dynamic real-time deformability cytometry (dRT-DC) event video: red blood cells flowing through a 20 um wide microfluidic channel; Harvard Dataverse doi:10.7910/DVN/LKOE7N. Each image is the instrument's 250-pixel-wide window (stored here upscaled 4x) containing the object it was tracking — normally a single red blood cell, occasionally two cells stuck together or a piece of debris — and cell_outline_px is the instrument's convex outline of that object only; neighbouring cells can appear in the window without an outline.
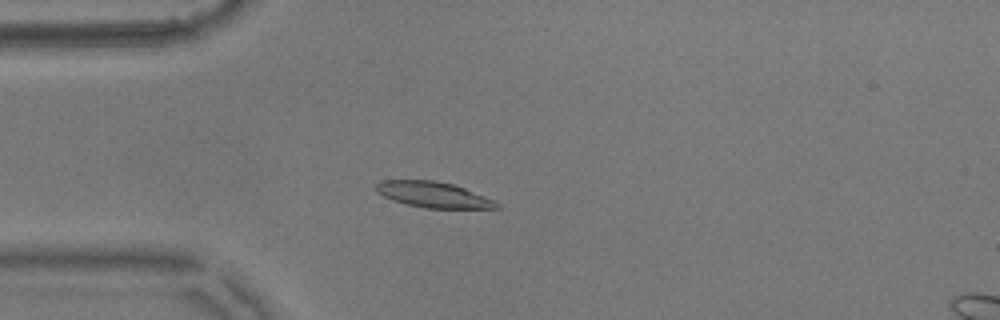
{"species": "common noctule bat (a hibernating species)", "species_latin": "Nyctalus noctula", "temperature_condition": "warm", "stored_images_in_passage": 36, "camera_frame_rate_fps": 3000, "um_per_image_px": 0.085, "animal": {"sex": "male", "body_mass_g": 17.9}, "frame": {"image": 1, "passage_image": 3, "time_ms": 0.667, "image_size_px": [1000, 320], "cell_outline_px": [[500, 208], [424, 208], [392, 200], [376, 192], [372, 188], [380, 180], [432, 180], [452, 184], [464, 188], [492, 200], [500, 204]], "centroid_in_image_um": [36.75, 16.54], "position_along_channel_um": 48.2, "area_um2": 17.92}}
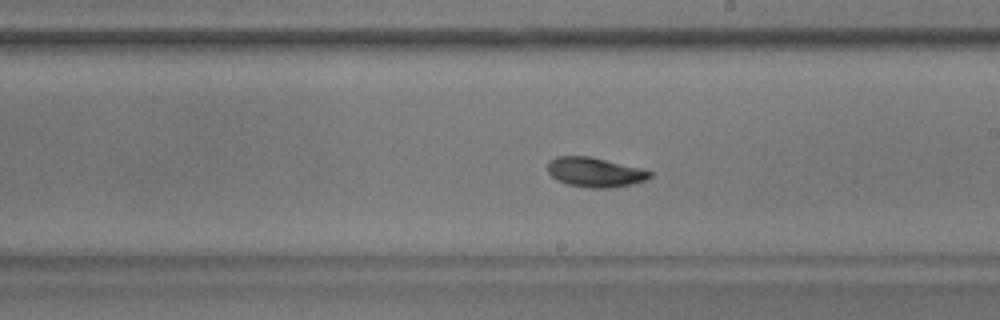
{"frame": {"image": 2, "passage_image": 20, "time_ms": 6.333, "image_size_px": [1000, 320], "cell_outline_px": [[652, 176], [644, 180], [628, 184], [608, 188], [588, 188], [568, 184], [552, 176], [548, 172], [548, 160], [556, 156], [588, 156], [644, 168], [652, 172]], "centroid_in_image_um": [50.57, 14.62], "position_along_channel_um": 238.4, "area_um2": 17.51}}
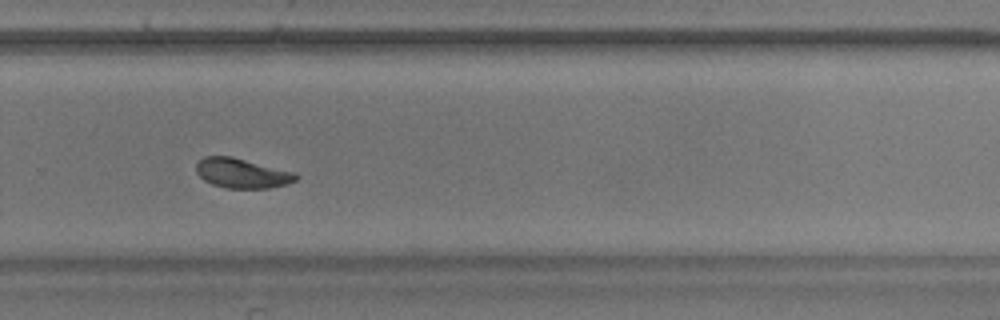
{"frame": {"image": 3, "passage_image": 26, "time_ms": 8.333, "image_size_px": [1000, 320], "cell_outline_px": [[300, 176], [296, 180], [288, 184], [268, 188], [228, 188], [212, 184], [204, 180], [196, 172], [196, 164], [204, 156], [232, 156], [296, 172]], "centroid_in_image_um": [20.6, 14.72], "position_along_channel_um": 309.2, "area_um2": 17.4}, "authors_computed_cell_mechanics": {"area_um2": 17.8891, "velocity_mm_per_s": 3.5543, "shape_relaxation_time_tau1_ms": 3.1067, "shape_relaxation_time_tau2_ms": 8.8198, "deformation_change_tau1": 0.1337, "deformation_change_tau2": 0.0938}}